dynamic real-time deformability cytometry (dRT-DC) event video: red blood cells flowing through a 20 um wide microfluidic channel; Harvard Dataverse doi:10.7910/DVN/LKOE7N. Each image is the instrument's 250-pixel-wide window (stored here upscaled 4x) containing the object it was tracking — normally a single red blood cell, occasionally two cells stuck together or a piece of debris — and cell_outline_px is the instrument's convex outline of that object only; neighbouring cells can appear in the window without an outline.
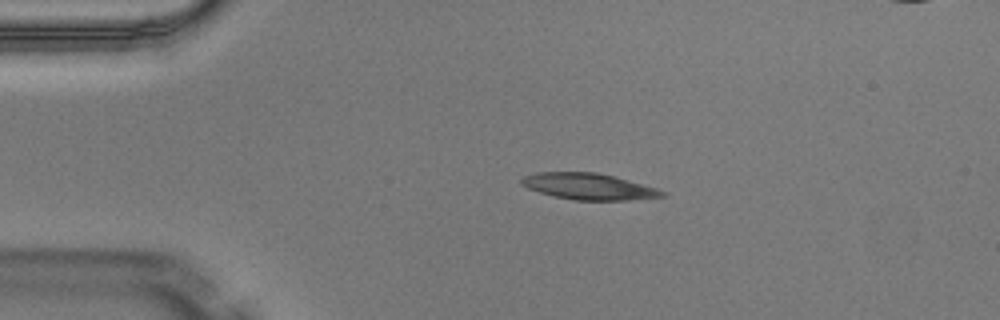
{"species": "Egyptian fruit bat (a non-hibernating species)", "species_latin": "Rousettus aegyptiacus", "temperature_condition": "warm", "stored_images_in_passage": 4, "camera_frame_rate_fps": 3000, "um_per_image_px": 0.085, "animal": {"sex": "male"}, "frame": {"image": 1, "passage_image": 3, "time_ms": 0.667, "image_size_px": [1000, 320], "cell_outline_px": [[668, 196], [628, 200], [572, 200], [552, 196], [528, 188], [520, 184], [520, 180], [524, 176], [536, 172], [596, 172], [612, 176], [656, 188], [668, 192]], "centroid_in_image_um": [50.03, 15.86], "position_along_channel_um": 35.0, "area_um2": 21.56}}